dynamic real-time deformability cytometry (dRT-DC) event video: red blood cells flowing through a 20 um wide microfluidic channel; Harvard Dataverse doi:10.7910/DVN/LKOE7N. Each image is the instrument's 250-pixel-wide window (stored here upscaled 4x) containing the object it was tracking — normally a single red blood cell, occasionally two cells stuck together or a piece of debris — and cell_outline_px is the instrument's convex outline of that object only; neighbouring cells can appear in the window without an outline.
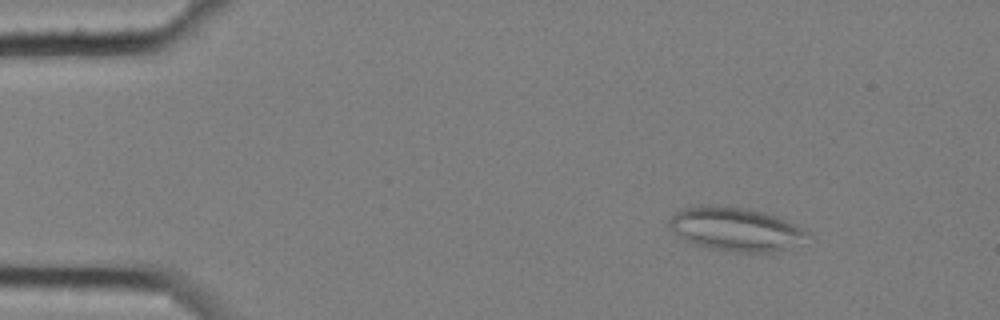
{"species": "common noctule bat (a hibernating species)", "species_latin": "Nyctalus noctula", "temperature_condition": "cold", "stored_images_in_passage": 3, "camera_frame_rate_fps": 3000, "um_per_image_px": 0.085, "animal": {"sex": "female", "body_mass_g": 25.1}, "frame": {"image": 1, "passage_image": 1, "time_ms": 0.0, "image_size_px": [1000, 320], "cell_outline_px": [[808, 232], [796, 244], [772, 252], [736, 252], [712, 248], [696, 244], [684, 240], [672, 232], [668, 228], [668, 220], [676, 212], [684, 208], [700, 204], [720, 204], [744, 208], [764, 212], [776, 216], [796, 224]], "centroid_in_image_um": [62.43, 19.44], "position_along_channel_um": 22.6, "area_um2": 34.97}}